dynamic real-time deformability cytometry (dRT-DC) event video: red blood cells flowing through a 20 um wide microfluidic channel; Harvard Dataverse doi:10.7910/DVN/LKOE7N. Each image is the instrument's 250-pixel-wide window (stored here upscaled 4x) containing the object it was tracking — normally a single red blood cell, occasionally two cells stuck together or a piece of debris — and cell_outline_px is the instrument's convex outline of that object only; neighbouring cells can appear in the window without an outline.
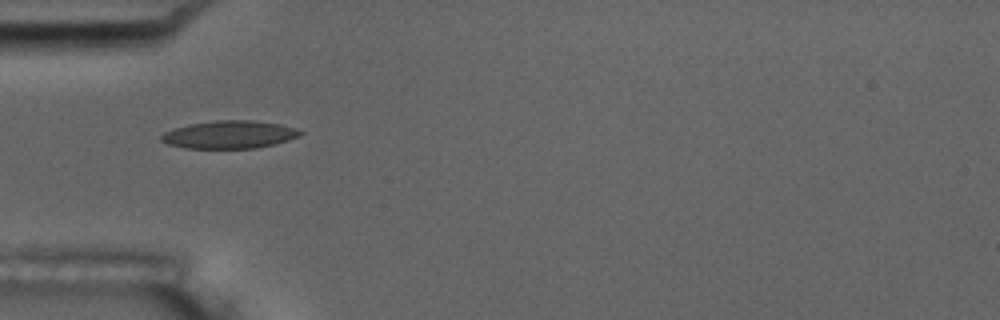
{"species": "common noctule bat (a hibernating species)", "species_latin": "Nyctalus noctula", "temperature_condition": "room temperature", "stored_images_in_passage": 5, "camera_frame_rate_fps": 3000, "um_per_image_px": 0.085, "animal": {"sex": "male", "body_mass_g": 17.5, "forearm_length_mm": 52.3}, "frame": {"image": 1, "passage_image": 2, "time_ms": 1.0, "image_size_px": [1000, 320], "cell_outline_px": [[304, 132], [300, 136], [276, 144], [256, 148], [184, 148], [168, 144], [160, 140], [160, 136], [164, 132], [188, 124], [212, 120], [252, 120], [280, 124], [296, 128]], "centroid_in_image_um": [19.51, 11.43], "position_along_channel_um": 65.5, "area_um2": 22.66}}
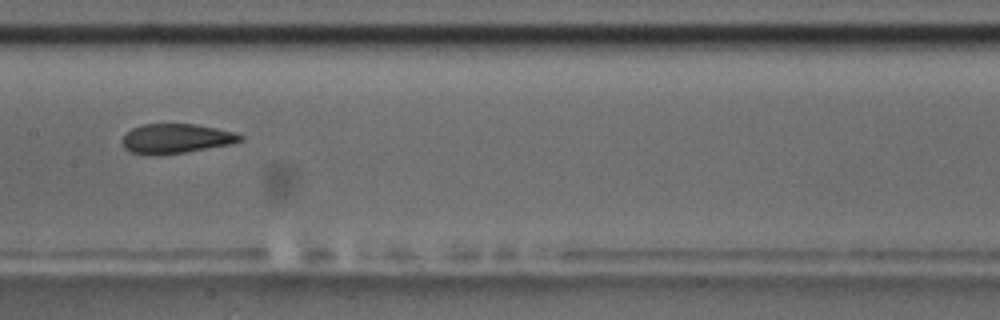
{"frame": {"image": 2, "passage_image": 5, "time_ms": 4.667, "image_size_px": [1000, 320], "cell_outline_px": [[244, 140], [232, 144], [184, 152], [156, 156], [148, 156], [132, 152], [124, 148], [120, 140], [124, 132], [132, 128], [144, 124], [196, 124], [236, 132], [244, 136]], "centroid_in_image_um": [14.93, 11.78], "position_along_channel_um": 192.5, "area_um2": 20.75}}